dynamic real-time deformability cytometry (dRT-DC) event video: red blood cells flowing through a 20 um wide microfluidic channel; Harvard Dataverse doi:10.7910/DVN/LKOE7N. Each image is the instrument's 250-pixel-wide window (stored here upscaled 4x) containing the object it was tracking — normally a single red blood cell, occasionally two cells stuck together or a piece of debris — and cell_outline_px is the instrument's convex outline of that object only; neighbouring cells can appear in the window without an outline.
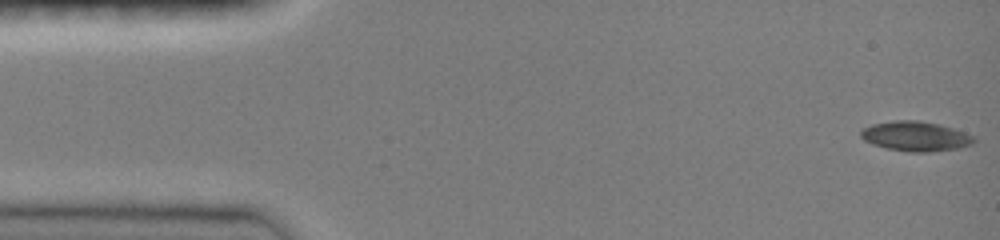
{"species": "common noctule bat (a hibernating species)", "species_latin": "Nyctalus noctula", "temperature_condition": "room temperature", "stored_images_in_passage": 47, "camera_frame_rate_fps": 3000, "um_per_image_px": 0.085, "animal": {"sex": "female", "body_mass_g": 19.0, "forearm_length_mm": 51.5}, "frame": {"image": 1, "passage_image": 1, "time_ms": 0.0, "image_size_px": [1000, 240], "cell_outline_px": [[976, 140], [972, 144], [960, 148], [928, 152], [908, 152], [888, 148], [872, 144], [864, 140], [860, 136], [860, 128], [872, 124], [896, 120], [916, 120], [940, 124], [976, 136]], "centroid_in_image_um": [77.82, 11.58], "position_along_channel_um": 7.2, "area_um2": 19.77}}
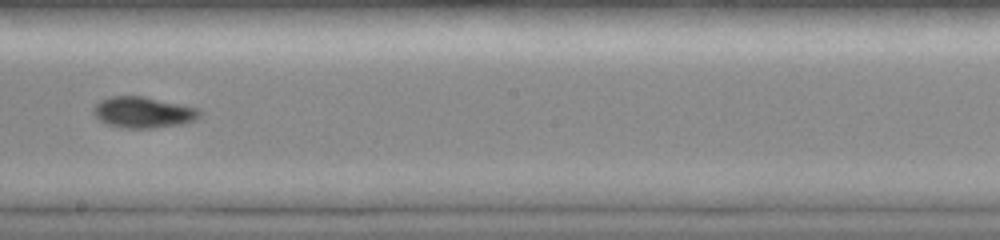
{"frame": {"image": 2, "passage_image": 27, "time_ms": 8.667, "image_size_px": [1000, 240], "cell_outline_px": [[200, 116], [196, 120], [184, 124], [156, 128], [124, 128], [108, 124], [100, 120], [92, 112], [92, 108], [100, 100], [108, 96], [144, 96], [200, 108]], "centroid_in_image_um": [12.19, 9.55], "position_along_channel_um": 236.0, "area_um2": 19.48}}
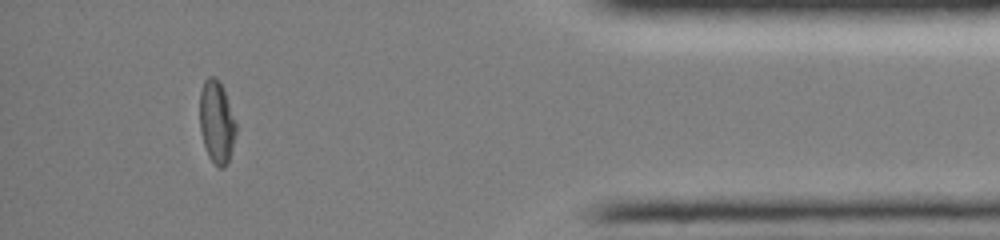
{"frame": {"image": 3, "passage_image": 43, "time_ms": 14.0, "image_size_px": [1000, 240], "cell_outline_px": [[236, 132], [232, 148], [228, 160], [224, 168], [216, 168], [208, 156], [200, 132], [200, 92], [204, 80], [208, 76], [216, 76], [220, 80], [236, 120]], "centroid_in_image_um": [18.41, 10.36], "position_along_channel_um": 416.8, "area_um2": 17.69}, "authors_computed_cell_mechanics": {"area_um2": 18.7272, "velocity_mm_per_s": 4.0226, "shape_relaxation_time_tau1_ms": 6.2306, "shape_relaxation_time_tau2_ms": null, "deformation_change_tau1": 0.1861, "deformation_change_tau2": null}}